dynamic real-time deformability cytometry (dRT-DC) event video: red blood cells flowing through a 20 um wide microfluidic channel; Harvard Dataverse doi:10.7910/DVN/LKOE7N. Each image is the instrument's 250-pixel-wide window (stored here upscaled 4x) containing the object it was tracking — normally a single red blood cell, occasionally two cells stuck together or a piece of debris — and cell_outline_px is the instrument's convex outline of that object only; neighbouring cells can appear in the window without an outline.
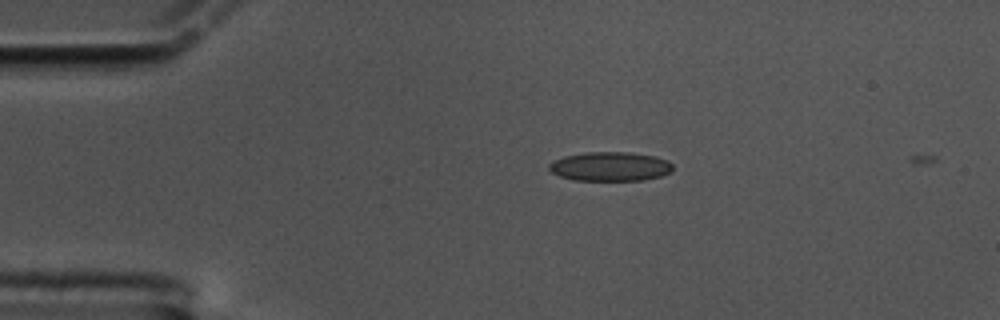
{"species": "common noctule bat (a hibernating species)", "species_latin": "Nyctalus noctula", "temperature_condition": "cold", "stored_images_in_passage": 2, "camera_frame_rate_fps": 3000, "um_per_image_px": 0.085, "animal": {"sex": "male", "body_mass_g": 17.5, "forearm_length_mm": 52.3}, "frame": {"image": 1, "passage_image": 1, "time_ms": 0.0, "image_size_px": [1000, 320], "cell_outline_px": [[672, 172], [660, 176], [644, 180], [572, 180], [560, 176], [552, 172], [548, 168], [548, 164], [552, 160], [564, 156], [584, 152], [628, 152], [656, 156], [668, 160], [672, 164]], "centroid_in_image_um": [51.85, 14.14], "position_along_channel_um": 33.1, "area_um2": 21.21}}